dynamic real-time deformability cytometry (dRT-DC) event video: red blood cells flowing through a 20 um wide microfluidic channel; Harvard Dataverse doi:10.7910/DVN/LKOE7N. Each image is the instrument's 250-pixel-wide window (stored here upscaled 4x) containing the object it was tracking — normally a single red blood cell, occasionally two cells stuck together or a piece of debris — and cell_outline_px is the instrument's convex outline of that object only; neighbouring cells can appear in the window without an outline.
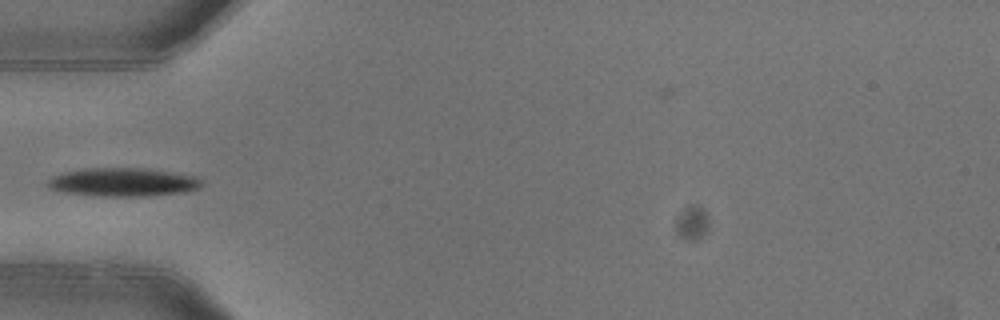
{"species": "common noctule bat (a hibernating species)", "species_latin": "Nyctalus noctula", "temperature_condition": "warm", "stored_images_in_passage": 5, "camera_frame_rate_fps": 3000, "um_per_image_px": 0.085, "animal": {"sex": "female"}, "frame": {"image": 1, "passage_image": 4, "time_ms": 1.0, "image_size_px": [1000, 320], "cell_outline_px": [[204, 184], [200, 188], [184, 192], [148, 196], [92, 196], [64, 192], [52, 188], [48, 184], [48, 180], [52, 176], [64, 172], [84, 168], [148, 168], [196, 176]], "centroid_in_image_um": [10.49, 15.48], "position_along_channel_um": 74.5, "area_um2": 25.66}}